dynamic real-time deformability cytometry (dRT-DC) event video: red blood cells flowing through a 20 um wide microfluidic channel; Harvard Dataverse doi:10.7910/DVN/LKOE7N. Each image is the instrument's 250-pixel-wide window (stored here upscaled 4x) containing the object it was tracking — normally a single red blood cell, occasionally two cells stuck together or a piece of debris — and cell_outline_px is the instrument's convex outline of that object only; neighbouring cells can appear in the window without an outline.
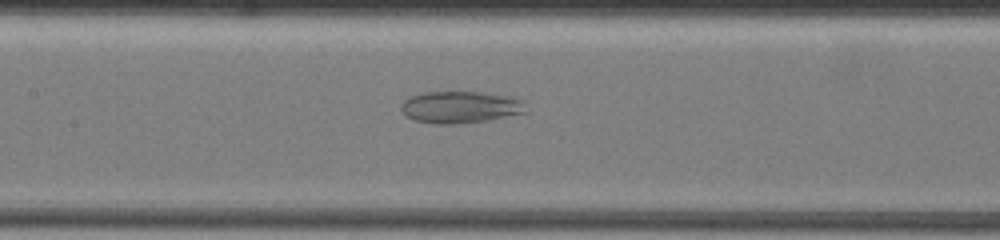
{"species": "common noctule bat (a hibernating species)", "species_latin": "Nyctalus noctula", "temperature_condition": "warm", "stored_images_in_passage": 36, "camera_frame_rate_fps": 3000, "um_per_image_px": 0.085, "animal": {"sex": "female", "body_mass_g": 19.5, "forearm_length_mm": 54.1}, "frame": {"image": 1, "passage_image": 13, "time_ms": 4.0, "image_size_px": [1000, 240], "cell_outline_px": [[524, 112], [484, 120], [452, 124], [436, 124], [416, 120], [408, 116], [400, 108], [404, 100], [412, 96], [424, 92], [476, 92], [520, 100]], "centroid_in_image_um": [38.99, 9.11], "position_along_channel_um": 168.4, "area_um2": 22.02}}
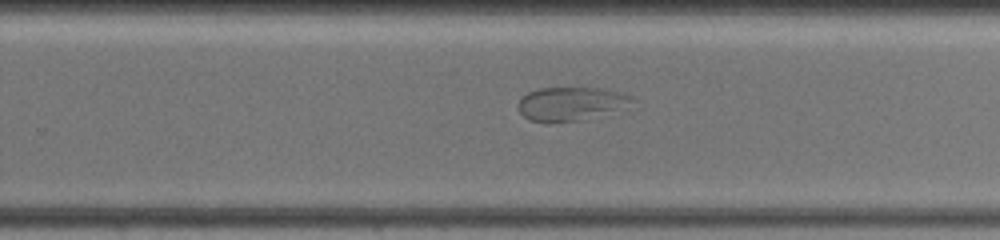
{"frame": {"image": 2, "passage_image": 23, "time_ms": 7.333, "image_size_px": [1000, 240], "cell_outline_px": [[628, 96], [608, 108], [580, 120], [548, 124], [528, 120], [520, 112], [520, 100], [528, 92], [540, 88], [600, 88]], "centroid_in_image_um": [48.13, 8.83], "position_along_channel_um": 281.7, "area_um2": 20.23}}
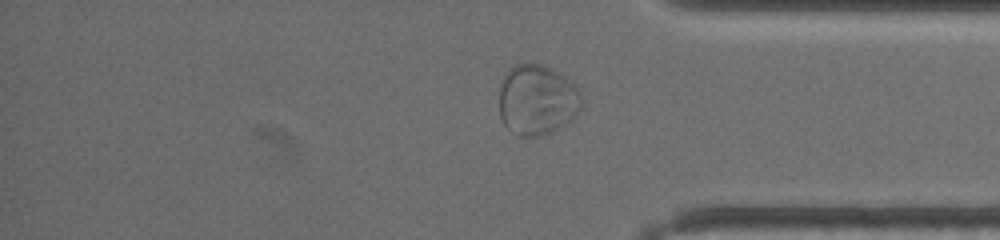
{"frame": {"image": 3, "passage_image": 33, "time_ms": 10.667, "image_size_px": [1000, 240], "cell_outline_px": [[580, 108], [568, 120], [544, 136], [520, 136], [508, 128], [504, 124], [500, 116], [500, 88], [504, 76], [516, 64], [540, 64], [548, 68], [572, 84], [580, 100]], "centroid_in_image_um": [45.57, 8.52], "position_along_channel_um": 389.6, "area_um2": 32.37}}